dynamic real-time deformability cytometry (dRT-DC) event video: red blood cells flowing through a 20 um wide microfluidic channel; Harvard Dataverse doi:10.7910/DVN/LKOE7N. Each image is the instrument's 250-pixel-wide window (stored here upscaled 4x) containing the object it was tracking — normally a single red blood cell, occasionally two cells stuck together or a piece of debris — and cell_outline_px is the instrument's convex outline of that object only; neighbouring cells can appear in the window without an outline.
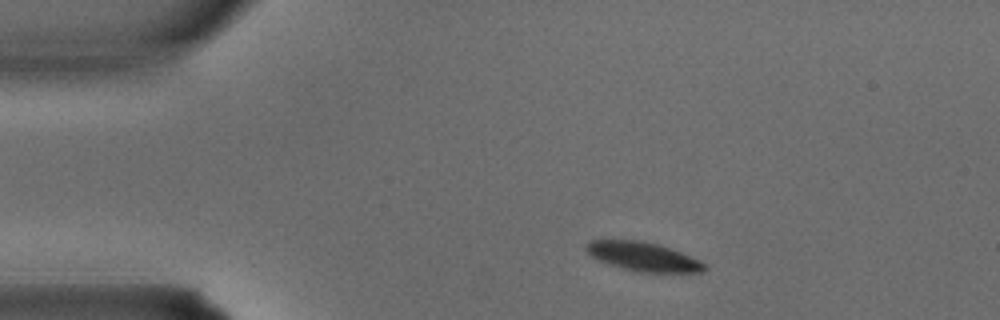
{"species": "common noctule bat (a hibernating species)", "species_latin": "Nyctalus noctula", "temperature_condition": "warm", "stored_images_in_passage": 2, "camera_frame_rate_fps": 3000, "um_per_image_px": 0.085, "animal": {"sex": "male", "body_mass_g": 15.6}, "frame": {"image": 1, "passage_image": 1, "time_ms": 0.0, "image_size_px": [1000, 320], "cell_outline_px": [[708, 268], [704, 272], [640, 272], [624, 268], [600, 260], [592, 256], [584, 248], [584, 244], [588, 240], [636, 240], [660, 244], [700, 260]], "centroid_in_image_um": [54.68, 21.8], "position_along_channel_um": 30.3, "area_um2": 19.77}}